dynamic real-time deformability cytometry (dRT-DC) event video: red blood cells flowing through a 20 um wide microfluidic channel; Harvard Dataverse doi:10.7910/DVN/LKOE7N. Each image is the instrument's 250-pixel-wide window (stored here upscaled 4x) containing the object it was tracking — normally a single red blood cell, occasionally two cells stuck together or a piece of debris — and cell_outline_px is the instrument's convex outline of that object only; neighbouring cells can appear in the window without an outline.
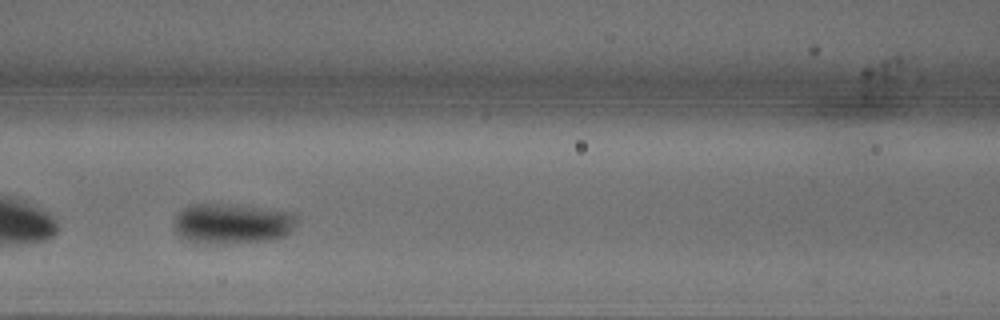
{"species": "common noctule bat (a hibernating species)", "species_latin": "Nyctalus noctula", "temperature_condition": "warm", "stored_images_in_passage": 43, "camera_frame_rate_fps": 3000, "um_per_image_px": 0.085, "animal": {"sex": "male", "body_mass_g": 18.8}, "frame": {"image": 1, "passage_image": 14, "time_ms": 4.333, "image_size_px": [1000, 320], "cell_outline_px": [[296, 220], [292, 228], [284, 236], [272, 240], [188, 240], [180, 236], [176, 232], [172, 220], [176, 212], [192, 204], [216, 204], [260, 208], [292, 212], [296, 216]], "centroid_in_image_um": [19.7, 18.94], "position_along_channel_um": 146.9, "area_um2": 27.34}}
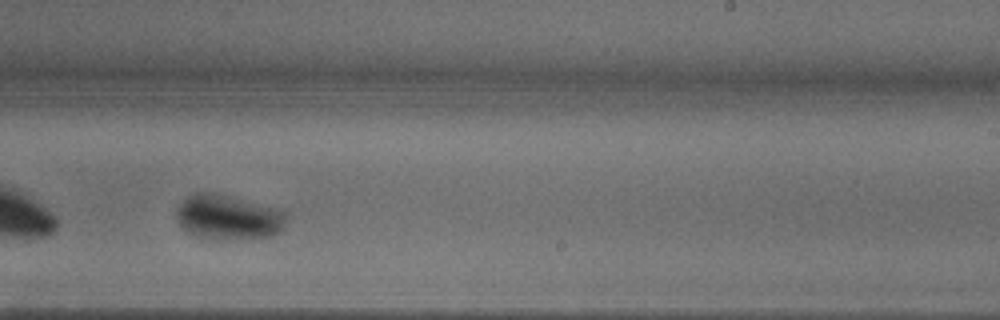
{"frame": {"image": 2, "passage_image": 24, "time_ms": 7.667, "image_size_px": [1000, 320], "cell_outline_px": [[288, 216], [280, 232], [272, 236], [216, 240], [200, 240], [192, 236], [180, 224], [176, 216], [176, 212], [180, 204], [188, 196], [196, 192], [212, 192], [276, 208], [288, 212]], "centroid_in_image_um": [19.38, 18.49], "position_along_channel_um": 269.6, "area_um2": 28.9}}
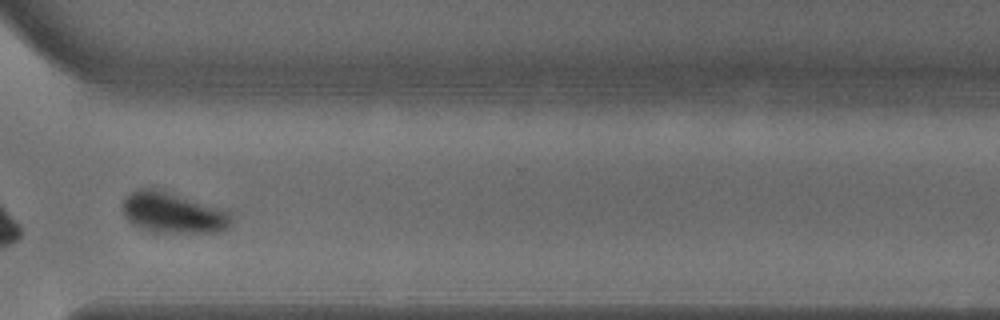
{"frame": {"image": 3, "passage_image": 31, "time_ms": 10.0, "image_size_px": [1000, 320], "cell_outline_px": [[232, 224], [228, 228], [220, 232], [156, 232], [140, 228], [132, 224], [124, 216], [120, 204], [136, 188], [152, 188], [224, 208], [232, 212]], "centroid_in_image_um": [14.73, 18.09], "position_along_channel_um": 355.9, "area_um2": 26.01}, "authors_computed_cell_mechanics": {"area_um2": 27.6862, "velocity_mm_per_s": 3.6921, "shape_relaxation_time_tau1_ms": 6.53, "shape_relaxation_time_tau2_ms": null, "deformation_change_tau1": 0.183, "deformation_change_tau2": null}}